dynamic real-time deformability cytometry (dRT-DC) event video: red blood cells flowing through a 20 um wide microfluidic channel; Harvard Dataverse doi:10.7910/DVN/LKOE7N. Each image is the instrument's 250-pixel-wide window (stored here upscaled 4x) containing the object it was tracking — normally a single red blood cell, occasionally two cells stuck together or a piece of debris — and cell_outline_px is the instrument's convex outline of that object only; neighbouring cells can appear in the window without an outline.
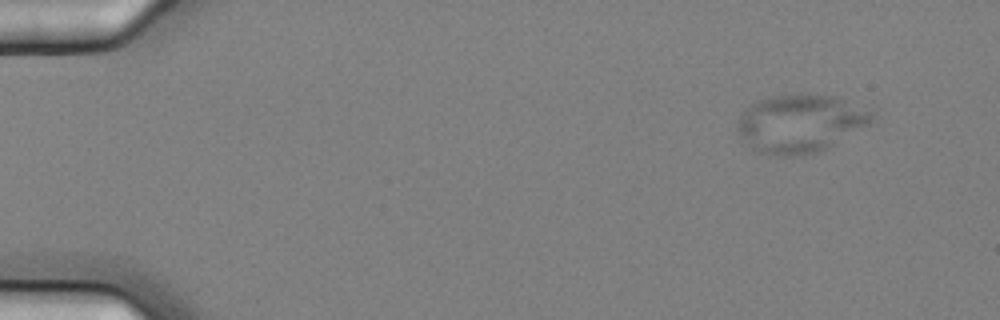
{"species": "common noctule bat (a hibernating species)", "species_latin": "Nyctalus noctula", "temperature_condition": "cold", "stored_images_in_passage": 7, "camera_frame_rate_fps": 3000, "um_per_image_px": 0.085, "animal": {"sex": "female", "body_mass_g": 25.1}, "frame": {"image": 1, "passage_image": 1, "time_ms": 0.0, "image_size_px": [1000, 320], "cell_outline_px": [[876, 116], [872, 124], [816, 152], [792, 156], [776, 156], [756, 152], [744, 140], [736, 128], [736, 120], [748, 104], [756, 100], [772, 96], [800, 92], [832, 96], [872, 108]], "centroid_in_image_um": [68.03, 10.45], "position_along_channel_um": 17.0, "area_um2": 46.3}}
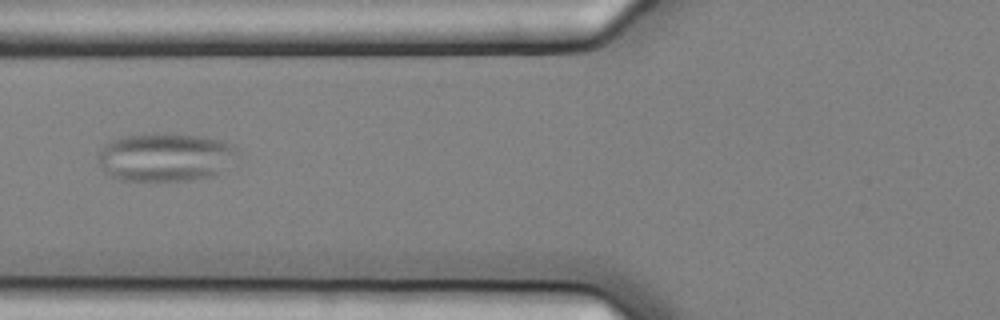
{"frame": {"image": 2, "passage_image": 6, "time_ms": 1.667, "image_size_px": [1000, 320], "cell_outline_px": [[240, 152], [216, 176], [192, 180], [120, 180], [108, 176], [104, 172], [96, 160], [96, 156], [104, 144], [112, 140], [124, 136], [156, 132], [168, 132], [200, 136], [220, 140], [232, 144], [240, 148]], "centroid_in_image_um": [14.03, 13.34], "position_along_channel_um": 111.8, "area_um2": 40.06}}
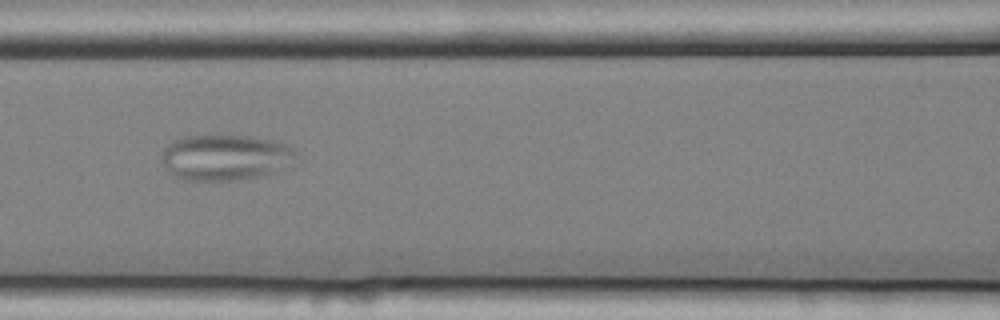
{"frame": {"image": 3, "passage_image": 7, "time_ms": 2.0, "image_size_px": [1000, 320], "cell_outline_px": [[296, 156], [268, 172], [256, 176], [232, 180], [184, 180], [176, 176], [164, 164], [164, 148], [172, 140], [184, 136], [248, 136], [272, 140], [296, 148]], "centroid_in_image_um": [19.08, 13.35], "position_along_channel_um": 147.5, "area_um2": 34.51}}